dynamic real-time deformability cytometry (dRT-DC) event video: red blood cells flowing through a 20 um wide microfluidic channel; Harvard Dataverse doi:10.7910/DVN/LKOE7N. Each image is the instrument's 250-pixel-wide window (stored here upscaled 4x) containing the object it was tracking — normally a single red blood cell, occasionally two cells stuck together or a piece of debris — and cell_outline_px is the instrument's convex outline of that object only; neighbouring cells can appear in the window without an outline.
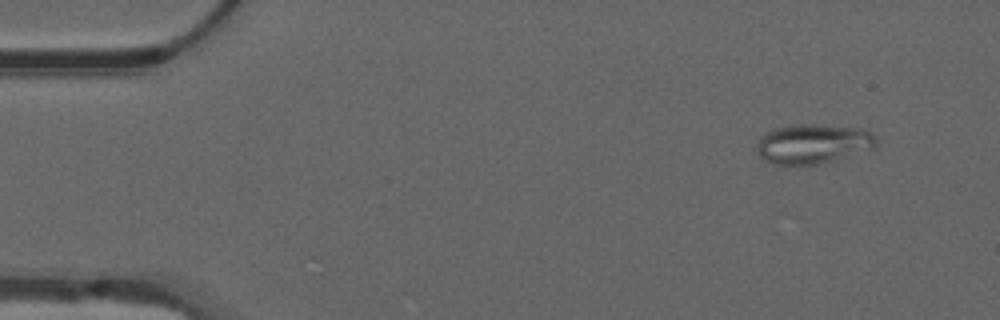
{"species": "common noctule bat (a hibernating species)", "species_latin": "Nyctalus noctula", "temperature_condition": "warm", "stored_images_in_passage": 50, "camera_frame_rate_fps": 3000, "um_per_image_px": 0.085, "animal": {"sex": "male", "forearm_length_mm": 52.5}, "frame": {"image": 1, "passage_image": 1, "time_ms": 0.0, "image_size_px": [1000, 320], "cell_outline_px": [[876, 144], [872, 148], [836, 160], [820, 164], [772, 164], [764, 160], [760, 156], [756, 148], [756, 144], [760, 136], [764, 132], [772, 128], [800, 124], [812, 124], [860, 128], [872, 132], [876, 136]], "centroid_in_image_um": [69.07, 12.22], "position_along_channel_um": 15.9, "area_um2": 27.69}}
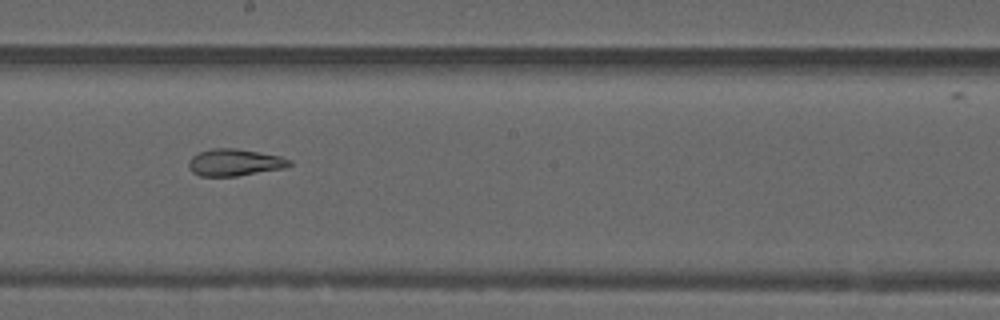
{"frame": {"image": 2, "passage_image": 26, "time_ms": 8.333, "image_size_px": [1000, 320], "cell_outline_px": [[292, 164], [284, 168], [236, 176], [200, 176], [192, 172], [188, 168], [188, 160], [192, 156], [200, 152], [212, 148], [236, 148], [280, 156], [292, 160]], "centroid_in_image_um": [19.92, 13.8], "position_along_channel_um": 228.3, "area_um2": 15.84}}
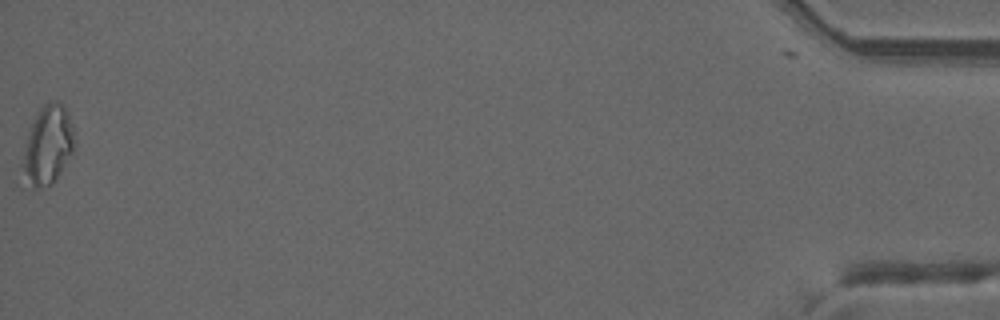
{"frame": {"image": 3, "passage_image": 50, "time_ms": 16.333, "image_size_px": [1000, 320], "cell_outline_px": [[72, 152], [60, 172], [52, 184], [36, 188], [32, 188], [24, 168], [24, 152], [28, 136], [32, 124], [40, 108], [48, 100], [60, 100], [64, 104], [68, 112], [72, 124]], "centroid_in_image_um": [4.1, 12.25], "position_along_channel_um": 431.1, "area_um2": 22.77}, "authors_computed_cell_mechanics": {"area_um2": 19.2763, "velocity_mm_per_s": 3.8041, "shape_relaxation_time_tau1_ms": null, "shape_relaxation_time_tau2_ms": 3.2593, "deformation_change_tau1": null, "deformation_change_tau2": 0.109}}